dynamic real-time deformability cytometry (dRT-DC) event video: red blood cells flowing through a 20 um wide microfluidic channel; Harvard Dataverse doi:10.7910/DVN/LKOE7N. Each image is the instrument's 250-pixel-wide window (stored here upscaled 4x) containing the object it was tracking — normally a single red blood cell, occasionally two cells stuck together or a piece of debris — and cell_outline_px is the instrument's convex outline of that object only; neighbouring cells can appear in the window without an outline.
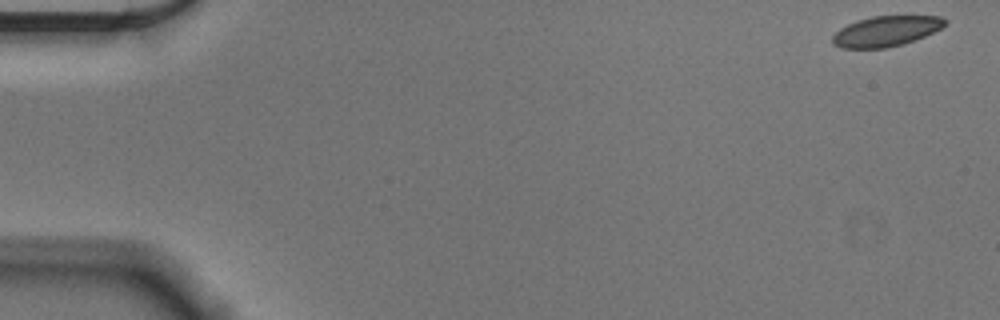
{"species": "Egyptian fruit bat (a non-hibernating species)", "species_latin": "Rousettus aegyptiacus", "temperature_condition": "cold", "stored_images_in_passage": 15, "camera_frame_rate_fps": 3000, "um_per_image_px": 0.085, "animal": {"sex": "male"}, "frame": {"image": 1, "passage_image": 1, "time_ms": 0.0, "image_size_px": [1000, 320], "cell_outline_px": [[948, 20], [940, 28], [924, 36], [904, 44], [884, 48], [840, 48], [832, 44], [832, 36], [840, 28], [856, 20], [872, 16], [940, 16]], "centroid_in_image_um": [75.27, 2.65], "position_along_channel_um": 9.7, "area_um2": 19.83}}
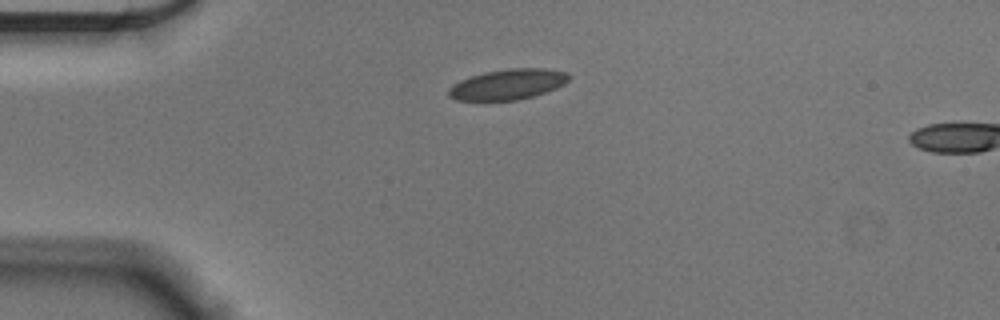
{"frame": {"image": 2, "passage_image": 13, "time_ms": 4.0, "image_size_px": [1000, 320], "cell_outline_px": [[568, 80], [564, 84], [556, 88], [532, 96], [516, 100], [456, 100], [448, 96], [448, 88], [452, 84], [460, 80], [484, 72], [508, 68], [544, 68], [568, 72]], "centroid_in_image_um": [43.14, 7.16], "position_along_channel_um": 41.9, "area_um2": 21.27}}